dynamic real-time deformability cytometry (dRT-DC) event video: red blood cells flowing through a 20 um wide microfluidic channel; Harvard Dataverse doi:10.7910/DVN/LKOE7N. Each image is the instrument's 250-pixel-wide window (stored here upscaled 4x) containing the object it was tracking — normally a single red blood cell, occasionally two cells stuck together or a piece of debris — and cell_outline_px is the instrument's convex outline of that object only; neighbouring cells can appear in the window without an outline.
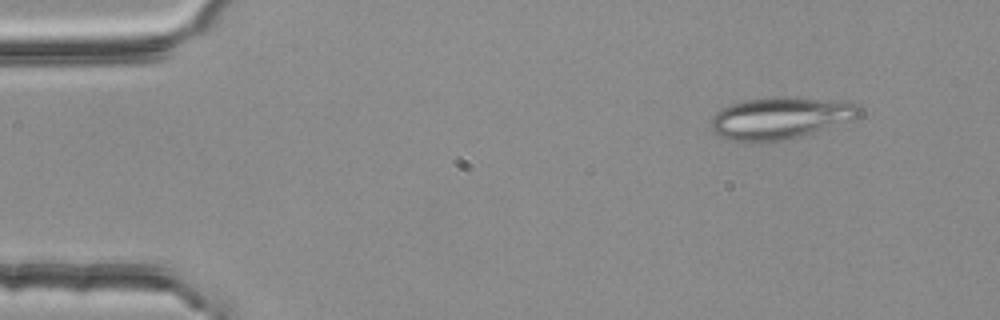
{"species": "common noctule bat (a hibernating species)", "species_latin": "Nyctalus noctula", "temperature_condition": "room temperature", "stored_images_in_passage": 3, "camera_frame_rate_fps": 3000, "um_per_image_px": 0.085, "animal": {"sex": "female", "body_mass_g": 25.1}, "frame": {"image": 1, "passage_image": 1, "time_ms": 0.0, "image_size_px": [1000, 320], "cell_outline_px": [[860, 116], [856, 120], [800, 136], [780, 140], [728, 140], [712, 132], [712, 116], [720, 108], [744, 100], [780, 96], [784, 96], [848, 100], [860, 104]], "centroid_in_image_um": [66.43, 9.99], "position_along_channel_um": 18.6, "area_um2": 36.53}}